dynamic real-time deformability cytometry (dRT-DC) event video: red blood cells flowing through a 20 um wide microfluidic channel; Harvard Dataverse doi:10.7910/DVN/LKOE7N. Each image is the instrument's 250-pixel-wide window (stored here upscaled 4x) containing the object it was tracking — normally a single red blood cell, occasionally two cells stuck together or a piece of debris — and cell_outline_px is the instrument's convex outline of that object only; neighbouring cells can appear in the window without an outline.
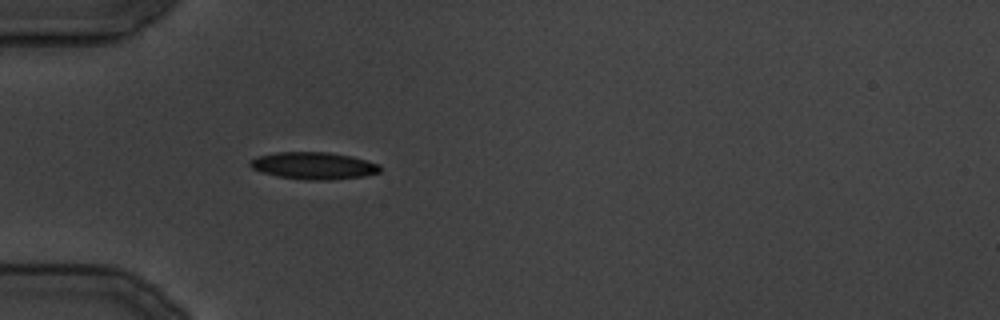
{"species": "common noctule bat (a hibernating species)", "species_latin": "Nyctalus noctula", "temperature_condition": "cold", "stored_images_in_passage": 33, "camera_frame_rate_fps": 3000, "um_per_image_px": 0.085, "animal": {"sex": "male", "body_mass_g": 19.5, "forearm_length_mm": 54.6}, "frame": {"image": 1, "passage_image": 10, "time_ms": 11.333, "image_size_px": [1000, 320], "cell_outline_px": [[380, 172], [364, 176], [328, 180], [308, 180], [276, 176], [252, 168], [248, 164], [248, 160], [256, 156], [276, 152], [328, 152], [352, 156], [380, 164]], "centroid_in_image_um": [26.64, 14.07], "position_along_channel_um": 58.4, "area_um2": 20.63}}
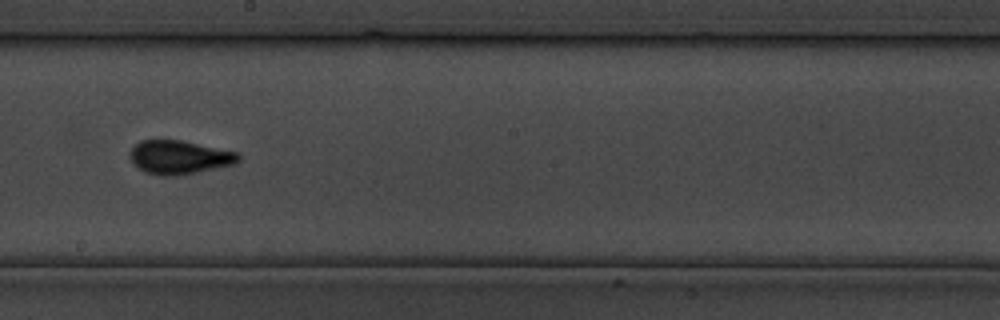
{"frame": {"image": 2, "passage_image": 19, "time_ms": 22.667, "image_size_px": [1000, 320], "cell_outline_px": [[240, 160], [236, 164], [176, 176], [160, 176], [144, 172], [132, 164], [128, 156], [128, 152], [140, 140], [180, 140], [240, 152]], "centroid_in_image_um": [15.22, 13.37], "position_along_channel_um": 233.0, "area_um2": 21.62}}
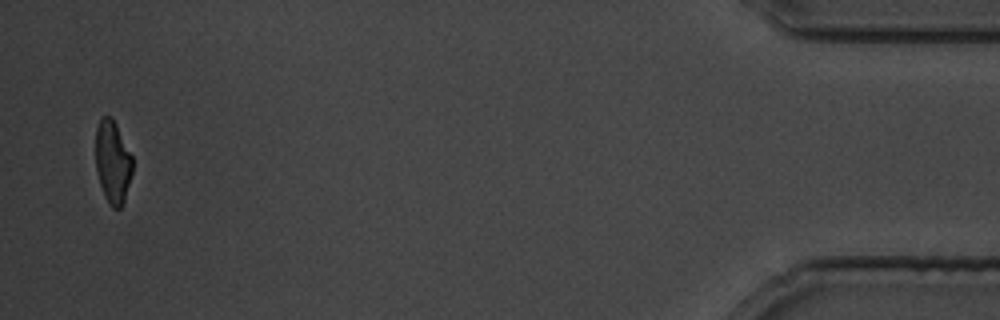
{"frame": {"image": 3, "passage_image": 33, "time_ms": 39.667, "image_size_px": [1000, 320], "cell_outline_px": [[132, 172], [124, 200], [120, 208], [112, 208], [104, 196], [100, 184], [96, 168], [96, 128], [100, 116], [112, 116], [132, 156]], "centroid_in_image_um": [9.57, 13.74], "position_along_channel_um": 425.6, "area_um2": 17.69}}